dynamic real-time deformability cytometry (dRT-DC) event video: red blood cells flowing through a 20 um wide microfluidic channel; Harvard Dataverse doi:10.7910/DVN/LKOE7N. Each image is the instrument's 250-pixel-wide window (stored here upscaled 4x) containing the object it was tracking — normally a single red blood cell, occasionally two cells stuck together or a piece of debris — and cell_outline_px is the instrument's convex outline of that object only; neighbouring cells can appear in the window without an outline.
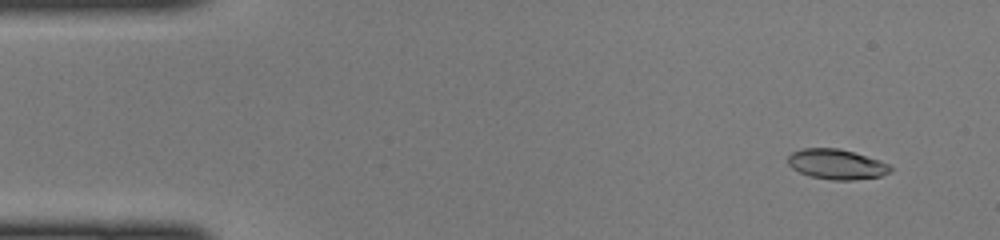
{"species": "common noctule bat (a hibernating species)", "species_latin": "Nyctalus noctula", "temperature_condition": "cold", "stored_images_in_passage": 47, "camera_frame_rate_fps": 3000, "um_per_image_px": 0.085, "animal": {"sex": "female", "body_mass_g": 22.0, "forearm_length_mm": 56.7}, "frame": {"image": 1, "passage_image": 4, "time_ms": 1.0, "image_size_px": [1000, 240], "cell_outline_px": [[892, 168], [888, 172], [880, 176], [852, 180], [832, 180], [808, 176], [792, 168], [788, 164], [788, 156], [792, 152], [804, 148], [840, 148], [880, 160], [888, 164]], "centroid_in_image_um": [71.08, 13.96], "position_along_channel_um": 13.9, "area_um2": 17.92}}
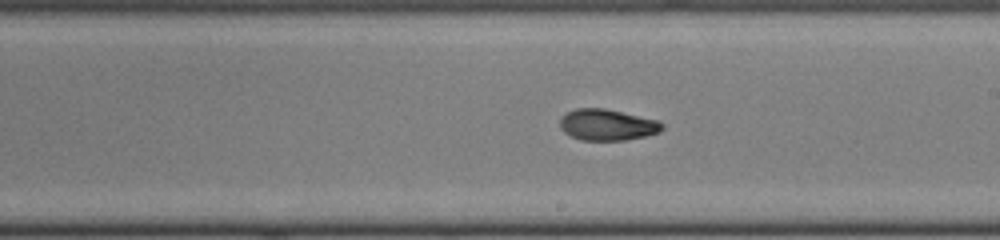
{"frame": {"image": 2, "passage_image": 27, "time_ms": 8.667, "image_size_px": [1000, 240], "cell_outline_px": [[664, 128], [660, 132], [644, 136], [624, 140], [580, 140], [564, 132], [560, 128], [560, 116], [576, 108], [604, 108], [656, 120], [664, 124]], "centroid_in_image_um": [51.59, 10.61], "position_along_channel_um": 237.4, "area_um2": 18.5}}
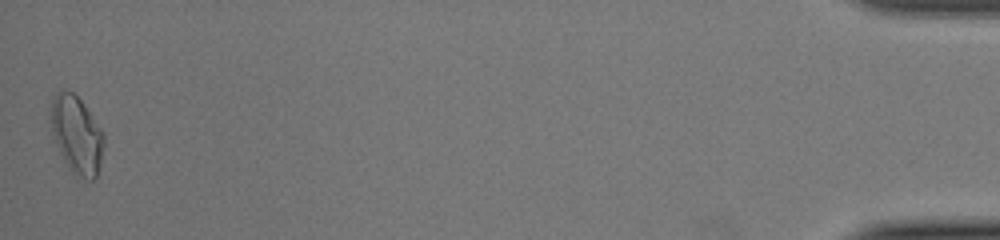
{"frame": {"image": 3, "passage_image": 47, "time_ms": 15.333, "image_size_px": [1000, 240], "cell_outline_px": [[104, 144], [96, 176], [92, 180], [88, 180], [72, 172], [68, 168], [56, 144], [52, 132], [48, 112], [52, 96], [56, 92], [64, 88], [72, 92], [84, 104], [104, 132]], "centroid_in_image_um": [6.47, 11.39], "position_along_channel_um": 428.7, "area_um2": 24.22}}